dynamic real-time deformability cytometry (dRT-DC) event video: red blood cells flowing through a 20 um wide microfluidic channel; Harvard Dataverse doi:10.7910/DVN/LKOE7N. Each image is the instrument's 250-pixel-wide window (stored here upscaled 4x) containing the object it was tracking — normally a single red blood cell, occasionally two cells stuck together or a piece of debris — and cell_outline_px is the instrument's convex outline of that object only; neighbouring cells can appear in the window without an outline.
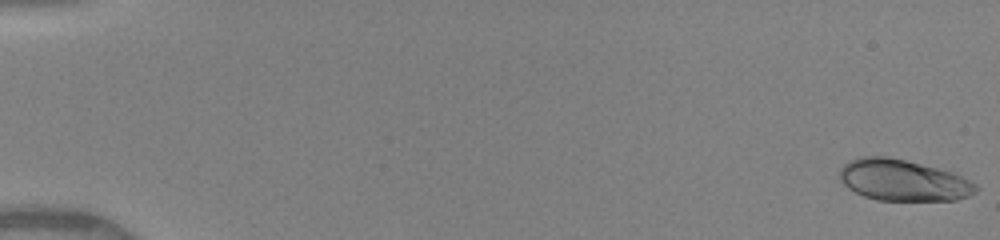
{"species": "human", "species_latin": "Homo sapiens", "temperature_condition": "warm", "stored_images_in_passage": 50, "camera_frame_rate_fps": 3000, "um_per_image_px": 0.085, "donor": {"sex": "female"}, "frame": {"image": 1, "passage_image": 1, "time_ms": 0.0, "image_size_px": [1000, 240], "cell_outline_px": [[980, 188], [976, 192], [968, 196], [956, 200], [876, 200], [864, 196], [848, 188], [840, 180], [840, 168], [848, 160], [860, 156], [888, 156], [952, 172], [976, 184]], "centroid_in_image_um": [76.74, 15.32], "position_along_channel_um": 8.3, "area_um2": 32.66}}
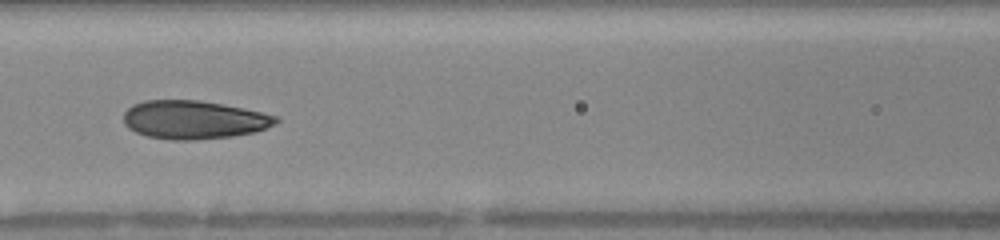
{"frame": {"image": 2, "passage_image": 24, "time_ms": 7.667, "image_size_px": [1000, 240], "cell_outline_px": [[280, 120], [276, 124], [268, 128], [256, 132], [232, 136], [196, 140], [172, 140], [148, 136], [136, 132], [128, 128], [124, 124], [124, 112], [132, 104], [144, 100], [200, 100], [260, 112], [276, 116]], "centroid_in_image_um": [16.46, 10.18], "position_along_channel_um": 150.1, "area_um2": 34.1}}
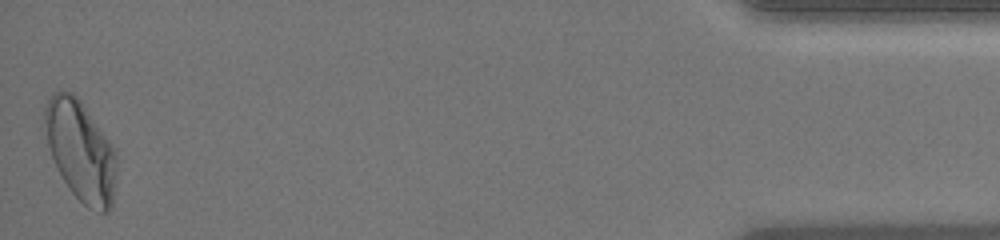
{"frame": {"image": 3, "passage_image": 50, "time_ms": 16.333, "image_size_px": [1000, 240], "cell_outline_px": [[116, 180], [112, 204], [108, 212], [100, 212], [88, 208], [72, 192], [64, 180], [52, 156], [48, 144], [44, 120], [44, 108], [48, 100], [56, 92], [72, 92], [80, 100], [112, 144], [116, 152]], "centroid_in_image_um": [6.88, 12.84], "position_along_channel_um": 428.3, "area_um2": 41.38}, "authors_computed_cell_mechanics": {"area_um2": 33.7552, "velocity_mm_per_s": 4.1131, "shape_relaxation_time_tau1_ms": 3.5132, "shape_relaxation_time_tau2_ms": 1.0557, "deformation_change_tau1": 0.1741, "deformation_change_tau2": 0.0682}}